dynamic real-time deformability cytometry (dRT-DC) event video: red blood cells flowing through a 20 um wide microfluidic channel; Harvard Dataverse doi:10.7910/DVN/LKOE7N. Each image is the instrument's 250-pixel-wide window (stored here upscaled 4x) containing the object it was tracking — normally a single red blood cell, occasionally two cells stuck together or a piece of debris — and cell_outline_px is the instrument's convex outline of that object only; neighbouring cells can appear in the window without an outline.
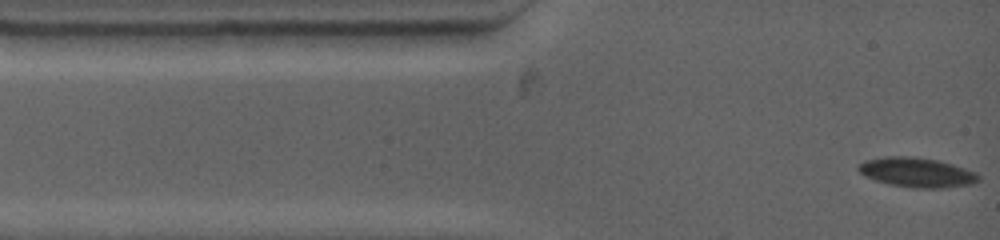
{"species": "common noctule bat (a hibernating species)", "species_latin": "Nyctalus noctula", "temperature_condition": "warm", "stored_images_in_passage": 8, "camera_frame_rate_fps": 4500, "um_per_image_px": 0.085, "animal": {"sex": "female", "body_mass_g": 19.0, "forearm_length_mm": 53.3}, "frame": {"image": 1, "passage_image": 1, "time_ms": 0.0, "image_size_px": [1000, 240], "cell_outline_px": [[980, 180], [972, 184], [944, 188], [912, 188], [888, 184], [876, 180], [860, 172], [856, 168], [864, 160], [884, 156], [916, 156], [936, 160], [952, 164], [976, 172], [980, 176]], "centroid_in_image_um": [77.95, 14.65], "position_along_channel_um": 7.1, "area_um2": 20.81}}
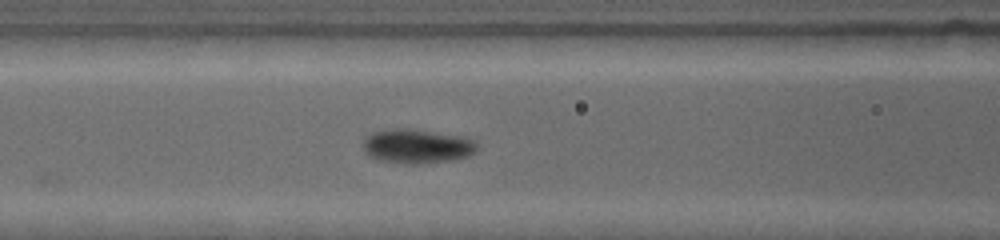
{"frame": {"image": 2, "passage_image": 8, "time_ms": 4.444, "image_size_px": [1000, 240], "cell_outline_px": [[476, 152], [468, 156], [452, 160], [416, 164], [408, 164], [380, 160], [368, 156], [364, 152], [364, 140], [372, 132], [392, 128], [408, 128], [464, 136], [476, 140]], "centroid_in_image_um": [35.46, 12.42], "position_along_channel_um": 131.1, "area_um2": 22.89}}